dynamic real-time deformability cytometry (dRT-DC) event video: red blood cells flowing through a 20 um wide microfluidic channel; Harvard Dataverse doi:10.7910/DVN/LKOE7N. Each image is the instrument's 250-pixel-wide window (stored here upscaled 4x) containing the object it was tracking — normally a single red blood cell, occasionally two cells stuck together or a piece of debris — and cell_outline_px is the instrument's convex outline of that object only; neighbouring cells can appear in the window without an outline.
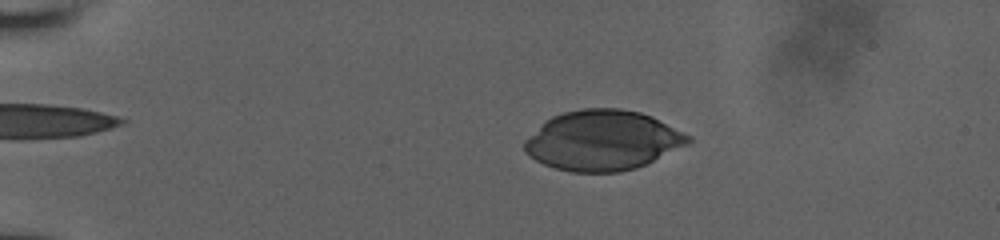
{"species": "human", "species_latin": "Homo sapiens", "temperature_condition": "room temperature", "stored_images_in_passage": 14, "camera_frame_rate_fps": 3000, "um_per_image_px": 0.085, "donor": {"sex": "male"}, "frame": {"image": 1, "passage_image": 1, "time_ms": 0.0, "image_size_px": [1000, 240], "cell_outline_px": [[692, 140], [688, 144], [636, 168], [620, 172], [572, 172], [556, 168], [544, 164], [536, 160], [524, 152], [524, 140], [544, 120], [552, 116], [564, 112], [584, 108], [620, 108], [640, 112], [652, 116], [692, 136]], "centroid_in_image_um": [51.21, 11.92], "position_along_channel_um": 33.8, "area_um2": 57.28}}
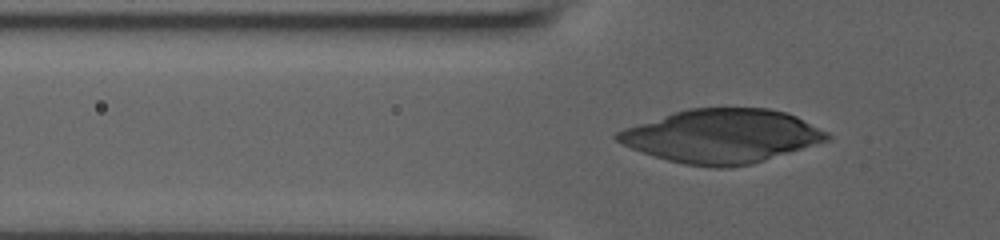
{"frame": {"image": 2, "passage_image": 8, "time_ms": 2.667, "image_size_px": [1000, 240], "cell_outline_px": [[832, 136], [828, 140], [752, 164], [732, 168], [716, 168], [684, 164], [668, 160], [632, 148], [616, 140], [612, 136], [616, 132], [624, 128], [672, 112], [688, 108], [768, 108], [788, 112], [828, 132]], "centroid_in_image_um": [61.35, 11.56], "position_along_channel_um": 64.4, "area_um2": 65.49}}